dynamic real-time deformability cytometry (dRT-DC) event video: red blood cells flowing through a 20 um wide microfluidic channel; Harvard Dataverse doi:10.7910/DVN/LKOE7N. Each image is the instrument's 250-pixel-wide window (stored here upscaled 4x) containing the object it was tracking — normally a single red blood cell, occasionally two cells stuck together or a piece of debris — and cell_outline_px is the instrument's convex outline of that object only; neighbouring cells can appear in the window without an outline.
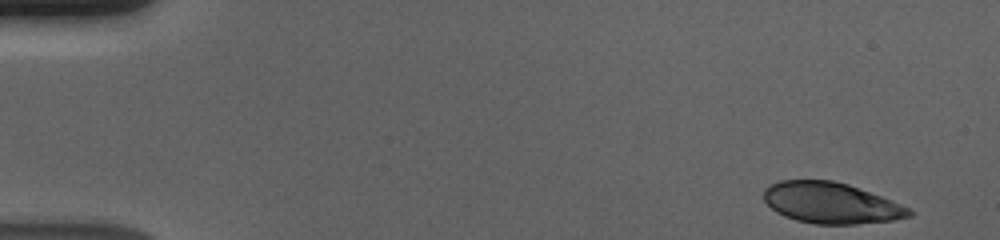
{"species": "human", "species_latin": "Homo sapiens", "temperature_condition": "cold", "stored_images_in_passage": 53, "camera_frame_rate_fps": 3000, "um_per_image_px": 0.085, "donor": {"sex": "male"}, "frame": {"image": 1, "passage_image": 1, "time_ms": 0.0, "image_size_px": [1000, 240], "cell_outline_px": [[912, 216], [892, 220], [856, 224], [816, 224], [796, 220], [784, 216], [776, 212], [764, 200], [764, 188], [780, 180], [832, 180], [848, 184], [880, 196], [908, 208], [912, 212]], "centroid_in_image_um": [70.6, 17.25], "position_along_channel_um": 14.4, "area_um2": 34.39}}
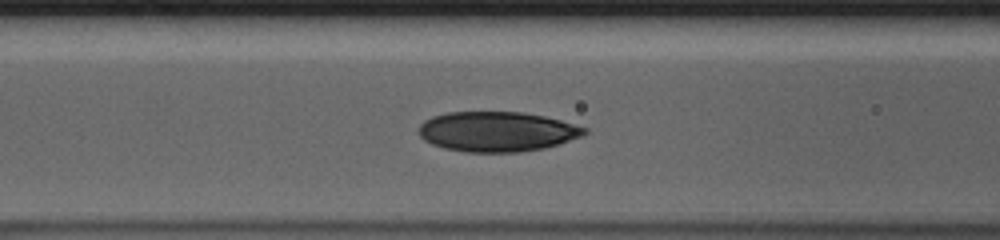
{"frame": {"image": 2, "passage_image": 21, "time_ms": 6.667, "image_size_px": [1000, 240], "cell_outline_px": [[588, 132], [584, 136], [560, 144], [544, 148], [520, 152], [464, 152], [444, 148], [432, 144], [424, 140], [416, 132], [420, 124], [424, 120], [432, 116], [448, 112], [524, 112], [544, 116], [560, 120], [588, 128]], "centroid_in_image_um": [42.25, 11.19], "position_along_channel_um": 124.4, "area_um2": 39.02}}
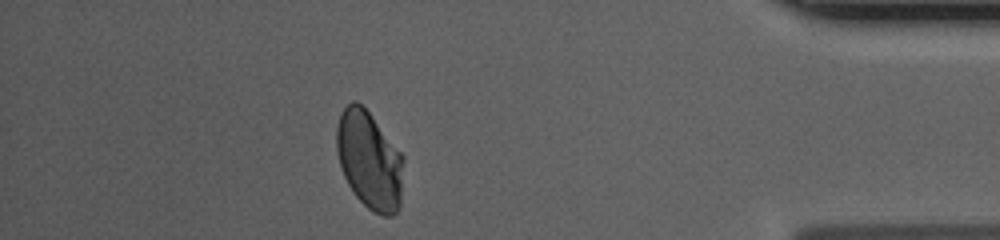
{"frame": {"image": 3, "passage_image": 47, "time_ms": 15.333, "image_size_px": [1000, 240], "cell_outline_px": [[404, 160], [400, 208], [392, 216], [384, 216], [372, 212], [352, 192], [344, 176], [340, 164], [336, 148], [336, 128], [340, 112], [352, 100], [356, 100], [372, 116], [404, 156]], "centroid_in_image_um": [31.4, 13.63], "position_along_channel_um": 403.8, "area_um2": 38.38}, "authors_computed_cell_mechanics": {"area_um2": 38.3214, "velocity_mm_per_s": 3.6746, "shape_relaxation_time_tau1_ms": 4.9233, "shape_relaxation_time_tau2_ms": 1.3006, "deformation_change_tau1": 0.1442, "deformation_change_tau2": 0.035}}